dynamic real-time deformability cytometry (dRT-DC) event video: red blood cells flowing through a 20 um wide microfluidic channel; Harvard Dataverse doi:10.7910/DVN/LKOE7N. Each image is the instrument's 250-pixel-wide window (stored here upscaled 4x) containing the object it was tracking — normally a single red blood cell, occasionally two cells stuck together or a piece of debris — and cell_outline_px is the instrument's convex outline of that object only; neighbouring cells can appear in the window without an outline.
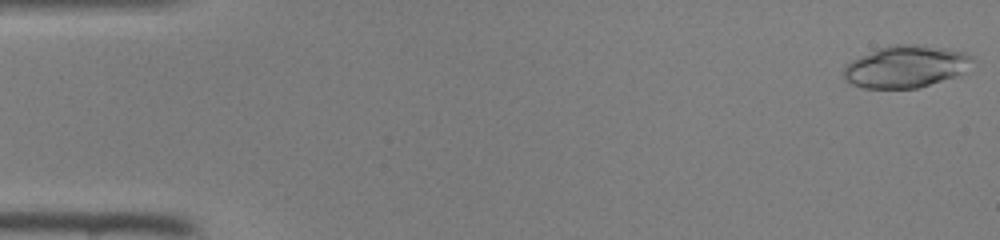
{"species": "common noctule bat (a hibernating species)", "species_latin": "Nyctalus noctula", "temperature_condition": "room temperature", "stored_images_in_passage": 46, "camera_frame_rate_fps": 3000, "um_per_image_px": 0.085, "animal": {"sex": "female", "body_mass_g": 22.0, "forearm_length_mm": 56.7}, "frame": {"image": 1, "passage_image": 1, "time_ms": 0.0, "image_size_px": [1000, 240], "cell_outline_px": [[972, 60], [964, 72], [956, 76], [916, 88], [864, 88], [852, 84], [844, 80], [844, 68], [852, 60], [880, 48], [896, 44], [916, 44], [944, 48], [964, 52]], "centroid_in_image_um": [76.97, 5.67], "position_along_channel_um": 8.0, "area_um2": 30.98}}
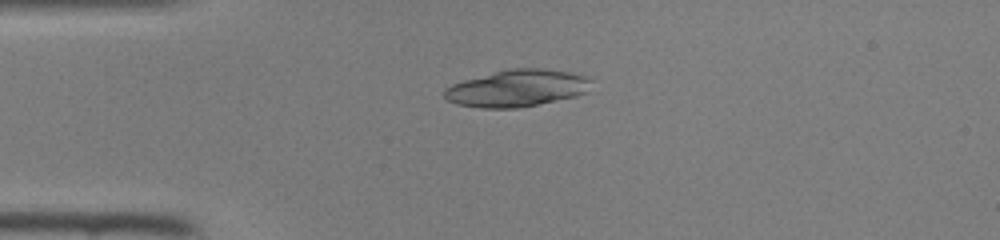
{"frame": {"image": 2, "passage_image": 11, "time_ms": 3.333, "image_size_px": [1000, 240], "cell_outline_px": [[588, 80], [584, 92], [576, 96], [516, 108], [484, 108], [456, 104], [448, 100], [444, 96], [444, 88], [452, 84], [464, 80], [512, 68], [540, 68], [568, 72], [584, 76]], "centroid_in_image_um": [43.86, 7.5], "position_along_channel_um": 41.1, "area_um2": 30.81}}